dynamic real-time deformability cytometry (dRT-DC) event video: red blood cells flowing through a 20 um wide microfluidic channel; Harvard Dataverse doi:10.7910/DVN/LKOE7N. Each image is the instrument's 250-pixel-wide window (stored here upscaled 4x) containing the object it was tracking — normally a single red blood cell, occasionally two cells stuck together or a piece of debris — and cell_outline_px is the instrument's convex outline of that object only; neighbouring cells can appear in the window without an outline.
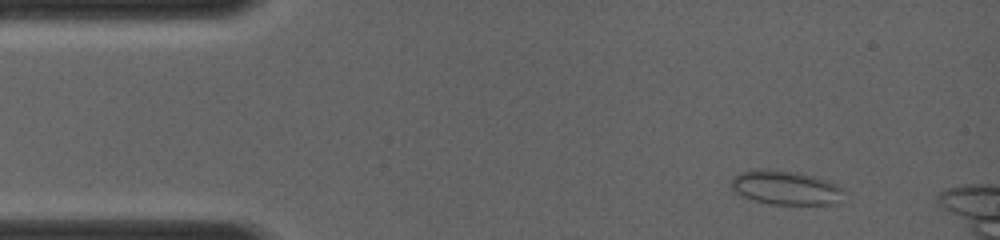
{"species": "common noctule bat (a hibernating species)", "species_latin": "Nyctalus noctula", "temperature_condition": "room temperature", "stored_images_in_passage": 7, "camera_frame_rate_fps": 4000, "um_per_image_px": 0.085, "animal": {"sex": "female", "body_mass_g": 19.0, "forearm_length_mm": 56.7}, "frame": {"image": 1, "passage_image": 1, "time_ms": 0.0, "image_size_px": [1000, 240], "cell_outline_px": [[848, 192], [840, 204], [772, 204], [756, 200], [732, 192], [732, 176], [740, 172], [760, 168], [796, 172], [828, 180], [844, 188]], "centroid_in_image_um": [66.85, 15.96], "position_along_channel_um": 18.1, "area_um2": 22.72}}
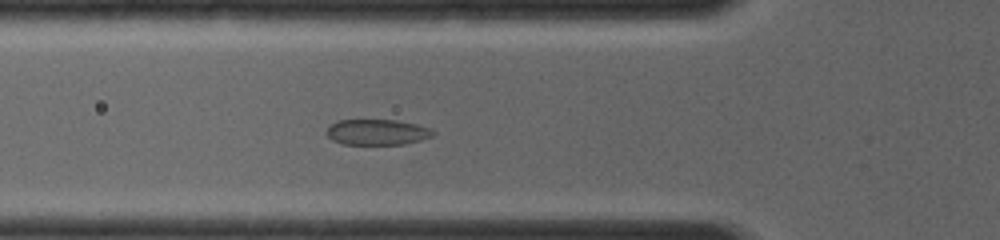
{"frame": {"image": 2, "passage_image": 5, "time_ms": 3.25, "image_size_px": [1000, 240], "cell_outline_px": [[436, 132], [432, 136], [420, 140], [404, 144], [344, 144], [332, 140], [324, 132], [336, 120], [396, 120], [416, 124], [432, 128]], "centroid_in_image_um": [32.06, 11.22], "position_along_channel_um": 93.7, "area_um2": 15.95}}
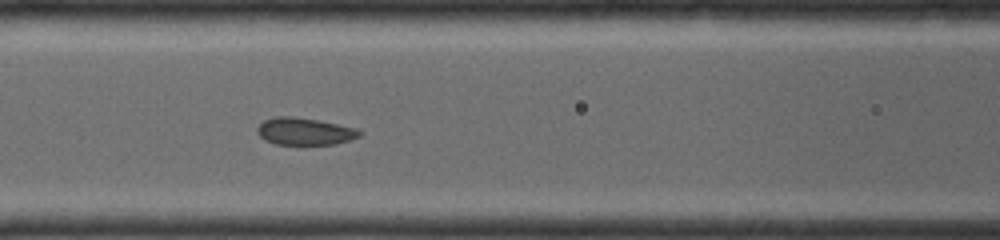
{"frame": {"image": 3, "passage_image": 7, "time_ms": 4.25, "image_size_px": [1000, 240], "cell_outline_px": [[364, 132], [360, 136], [352, 140], [336, 144], [276, 144], [264, 140], [256, 132], [256, 128], [264, 120], [276, 116], [292, 116], [316, 120], [356, 128]], "centroid_in_image_um": [25.9, 11.17], "position_along_channel_um": 140.7, "area_um2": 16.24}}